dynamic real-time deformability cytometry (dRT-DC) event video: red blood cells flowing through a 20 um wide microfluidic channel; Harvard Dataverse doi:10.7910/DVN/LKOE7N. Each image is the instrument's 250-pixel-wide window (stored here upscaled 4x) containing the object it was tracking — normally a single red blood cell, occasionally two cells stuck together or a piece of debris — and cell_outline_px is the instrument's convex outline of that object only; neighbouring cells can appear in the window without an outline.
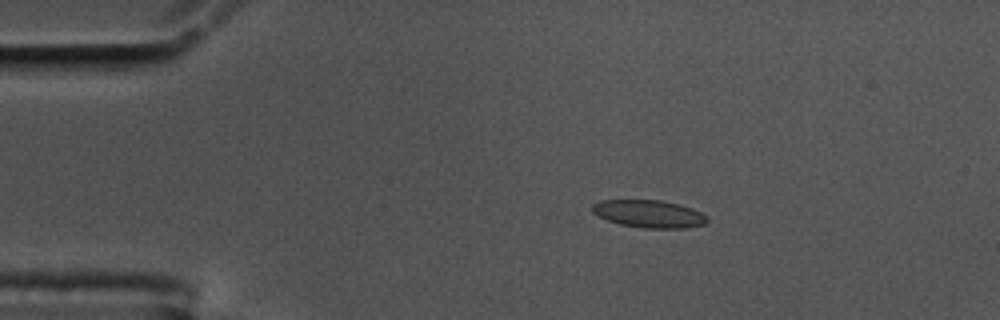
{"species": "common noctule bat (a hibernating species)", "species_latin": "Nyctalus noctula", "temperature_condition": "cold", "stored_images_in_passage": 56, "camera_frame_rate_fps": 3000, "um_per_image_px": 0.085, "animal": {"sex": "male", "body_mass_g": 17.5, "forearm_length_mm": 52.3}, "frame": {"image": 1, "passage_image": 10, "time_ms": 3.0, "image_size_px": [1000, 320], "cell_outline_px": [[708, 220], [704, 224], [684, 228], [644, 228], [620, 224], [596, 216], [592, 212], [592, 204], [600, 200], [660, 200], [680, 204], [692, 208], [708, 216]], "centroid_in_image_um": [55.15, 18.17], "position_along_channel_um": 29.9, "area_um2": 18.55}}
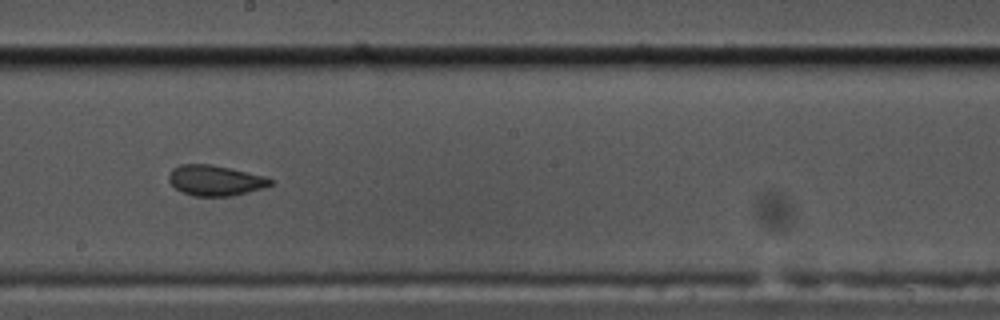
{"frame": {"image": 2, "passage_image": 31, "time_ms": 10.0, "image_size_px": [1000, 320], "cell_outline_px": [[272, 184], [264, 188], [232, 196], [196, 196], [184, 192], [176, 188], [168, 180], [168, 176], [172, 168], [180, 164], [208, 164], [228, 168], [264, 176], [272, 180]], "centroid_in_image_um": [18.28, 15.34], "position_along_channel_um": 229.9, "area_um2": 17.8}}
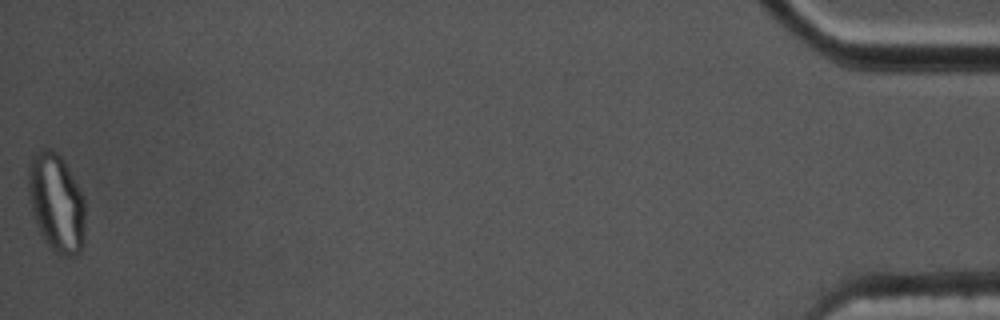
{"frame": {"image": 3, "passage_image": 56, "time_ms": 18.333, "image_size_px": [1000, 320], "cell_outline_px": [[84, 244], [80, 252], [76, 256], [64, 256], [56, 252], [44, 240], [40, 232], [32, 212], [28, 192], [28, 164], [32, 152], [40, 148], [52, 148], [64, 160], [84, 196]], "centroid_in_image_um": [4.78, 17.19], "position_along_channel_um": 430.4, "area_um2": 33.06}, "authors_computed_cell_mechanics": {"area_um2": 18.3226, "velocity_mm_per_s": 3.5691, "shape_relaxation_time_tau1_ms": null, "shape_relaxation_time_tau2_ms": 1.6605, "deformation_change_tau1": null, "deformation_change_tau2": 0.0673}}